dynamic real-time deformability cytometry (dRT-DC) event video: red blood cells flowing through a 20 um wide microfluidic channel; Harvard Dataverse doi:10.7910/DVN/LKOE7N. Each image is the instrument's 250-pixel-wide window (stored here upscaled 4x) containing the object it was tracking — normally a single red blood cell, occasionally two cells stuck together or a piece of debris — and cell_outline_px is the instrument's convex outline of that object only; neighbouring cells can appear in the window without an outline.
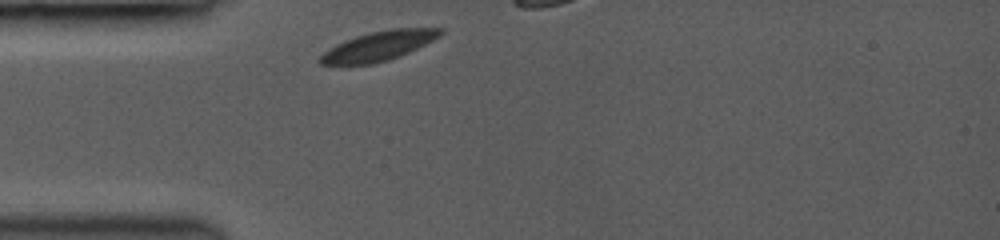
{"species": "common noctule bat (a hibernating species)", "species_latin": "Nyctalus noctula", "temperature_condition": "room temperature", "stored_images_in_passage": 7, "camera_frame_rate_fps": 3000, "um_per_image_px": 0.085, "animal": {"sex": "female", "body_mass_g": 19.0, "forearm_length_mm": 53.3}, "frame": {"image": 1, "passage_image": 1, "time_ms": 0.0, "image_size_px": [1000, 240], "cell_outline_px": [[444, 32], [440, 36], [400, 56], [388, 60], [372, 64], [320, 64], [320, 56], [328, 48], [344, 40], [356, 36], [388, 28], [444, 28]], "centroid_in_image_um": [32.19, 3.89], "position_along_channel_um": 52.8, "area_um2": 20.4}}
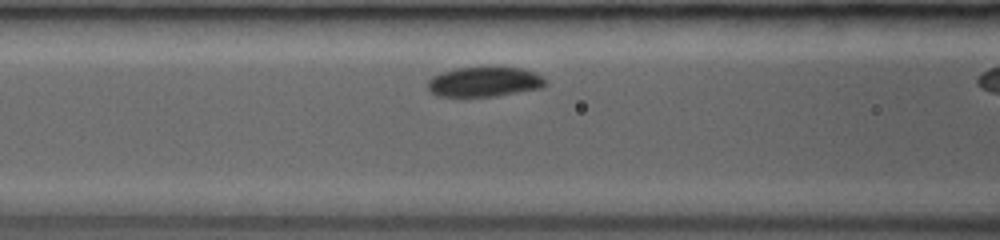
{"frame": {"image": 2, "passage_image": 6, "time_ms": 2.0, "image_size_px": [1000, 240], "cell_outline_px": [[548, 84], [544, 88], [496, 96], [436, 96], [428, 92], [428, 80], [432, 76], [440, 72], [456, 68], [524, 68], [544, 76], [548, 80]], "centroid_in_image_um": [41.21, 6.96], "position_along_channel_um": 125.4, "area_um2": 20.75}}